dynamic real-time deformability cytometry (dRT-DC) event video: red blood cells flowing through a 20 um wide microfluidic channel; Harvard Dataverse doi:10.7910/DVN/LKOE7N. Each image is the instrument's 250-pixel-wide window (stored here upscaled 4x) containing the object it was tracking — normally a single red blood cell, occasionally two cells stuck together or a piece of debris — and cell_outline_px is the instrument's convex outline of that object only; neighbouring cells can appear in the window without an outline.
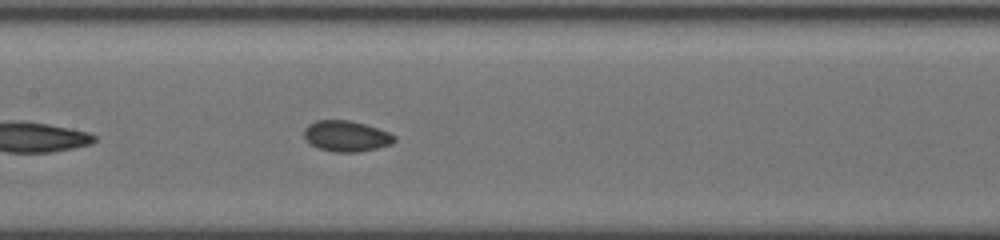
{"species": "common noctule bat (a hibernating species)", "species_latin": "Nyctalus noctula", "temperature_condition": "cold", "stored_images_in_passage": 9, "camera_frame_rate_fps": 3000, "um_per_image_px": 0.085, "animal": {"sex": "female", "body_mass_g": 19.5, "forearm_length_mm": 54.1}, "frame": {"image": 1, "passage_image": 9, "time_ms": 3.333, "image_size_px": [1000, 240], "cell_outline_px": [[396, 140], [392, 144], [360, 152], [336, 152], [316, 148], [308, 144], [304, 140], [304, 128], [308, 124], [316, 120], [348, 120], [364, 124], [388, 132], [396, 136]], "centroid_in_image_um": [29.38, 11.58], "position_along_channel_um": 178.0, "area_um2": 16.42}}